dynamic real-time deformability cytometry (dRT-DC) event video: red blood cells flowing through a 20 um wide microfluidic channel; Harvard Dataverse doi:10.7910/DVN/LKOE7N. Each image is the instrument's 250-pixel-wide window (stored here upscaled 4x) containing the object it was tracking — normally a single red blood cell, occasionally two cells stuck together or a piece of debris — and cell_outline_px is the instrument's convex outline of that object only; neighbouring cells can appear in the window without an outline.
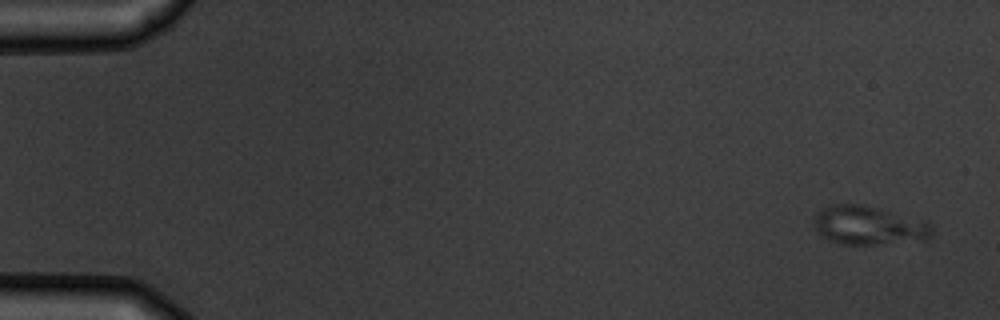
{"species": "common noctule bat (a hibernating species)", "species_latin": "Nyctalus noctula", "temperature_condition": "warm", "stored_images_in_passage": 6, "segment_of_instrument_passage": [1, 2], "camera_frame_rate_fps": 3000, "um_per_image_px": 0.085, "animal": {"sex": "male", "body_mass_g": 19.5, "forearm_length_mm": 54.6}, "frame": {"image": 1, "passage_image": 1, "time_ms": 0.0, "image_size_px": [1000, 320], "cell_outline_px": [[932, 232], [924, 240], [876, 244], [840, 244], [828, 240], [820, 236], [816, 228], [816, 212], [832, 204], [860, 204], [876, 208], [928, 224], [932, 228]], "centroid_in_image_um": [73.74, 19.18], "position_along_channel_um": 11.3, "area_um2": 25.66}}
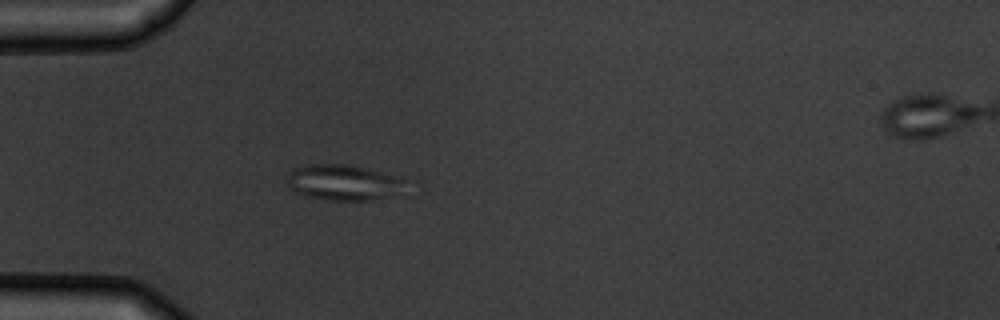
{"frame": {"image": 2, "passage_image": 5, "time_ms": 4.667, "image_size_px": [1000, 320], "cell_outline_px": [[416, 180], [392, 192], [372, 200], [332, 200], [308, 196], [296, 192], [284, 180], [288, 172], [292, 168], [304, 164], [344, 164], [364, 168]], "centroid_in_image_um": [29.14, 15.47], "position_along_channel_um": 55.9, "area_um2": 24.51}}